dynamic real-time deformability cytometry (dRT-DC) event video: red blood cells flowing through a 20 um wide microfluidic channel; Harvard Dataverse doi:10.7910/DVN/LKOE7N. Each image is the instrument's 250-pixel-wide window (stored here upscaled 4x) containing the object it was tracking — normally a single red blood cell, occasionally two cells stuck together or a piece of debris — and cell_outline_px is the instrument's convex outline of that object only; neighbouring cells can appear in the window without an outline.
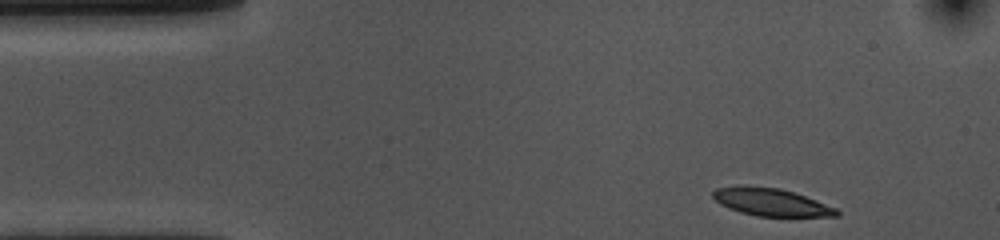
{"species": "common noctule bat (a hibernating species)", "species_latin": "Nyctalus noctula", "temperature_condition": "cold", "stored_images_in_passage": 40, "camera_frame_rate_fps": 3000, "um_per_image_px": 0.085, "animal": {"sex": "female", "body_mass_g": 10.0, "forearm_length_mm": 53.1}, "frame": {"image": 1, "passage_image": 1, "time_ms": 0.0, "image_size_px": [1000, 240], "cell_outline_px": [[840, 216], [756, 216], [740, 212], [728, 208], [720, 204], [712, 196], [712, 192], [716, 188], [736, 184], [744, 184], [780, 188], [804, 196], [836, 208], [840, 212]], "centroid_in_image_um": [65.47, 17.16], "position_along_channel_um": 19.5, "area_um2": 20.06}}
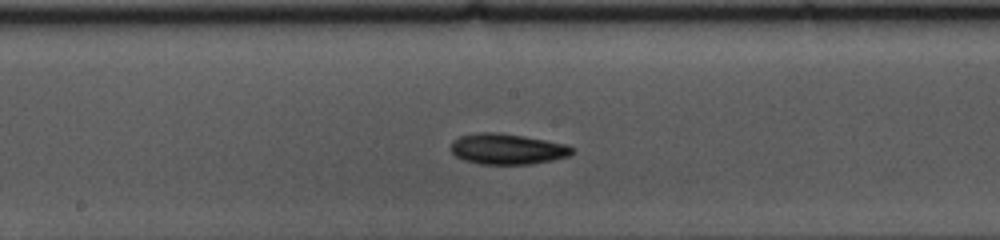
{"frame": {"image": 2, "passage_image": 22, "time_ms": 7.0, "image_size_px": [1000, 240], "cell_outline_px": [[576, 152], [568, 156], [552, 160], [532, 164], [480, 164], [464, 160], [456, 156], [448, 148], [452, 140], [460, 136], [480, 132], [496, 132], [524, 136], [568, 144], [576, 148]], "centroid_in_image_um": [43.14, 12.66], "position_along_channel_um": 205.1, "area_um2": 22.02}}
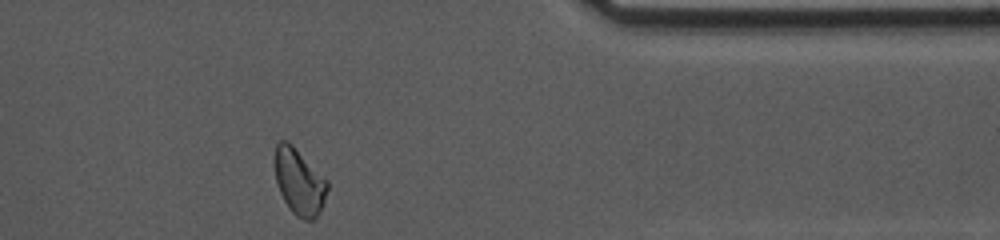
{"frame": {"image": 3, "passage_image": 39, "time_ms": 12.667, "image_size_px": [1000, 240], "cell_outline_px": [[328, 188], [324, 204], [316, 220], [304, 220], [296, 216], [292, 212], [284, 200], [276, 184], [272, 160], [272, 156], [276, 144], [280, 140], [288, 140], [328, 180]], "centroid_in_image_um": [25.41, 15.43], "position_along_channel_um": 386.0, "area_um2": 20.98}, "authors_computed_cell_mechanics": {"area_um2": 20.8658, "velocity_mm_per_s": 3.6028, "shape_relaxation_time_tau1_ms": 2.9157, "shape_relaxation_time_tau2_ms": null, "deformation_change_tau1": 0.113, "deformation_change_tau2": null}}